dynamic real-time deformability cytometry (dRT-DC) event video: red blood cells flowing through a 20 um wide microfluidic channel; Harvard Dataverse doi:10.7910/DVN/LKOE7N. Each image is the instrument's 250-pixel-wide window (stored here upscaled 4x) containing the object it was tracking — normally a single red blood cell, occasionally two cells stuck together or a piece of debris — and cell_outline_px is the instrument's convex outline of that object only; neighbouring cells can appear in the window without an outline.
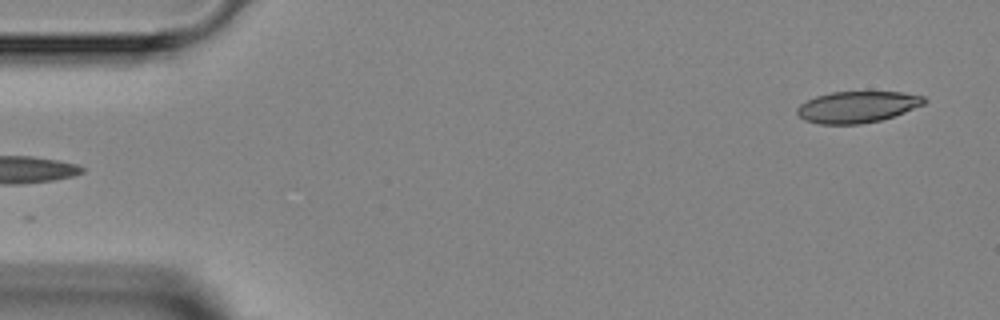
{"species": "Egyptian fruit bat (a non-hibernating species)", "species_latin": "Rousettus aegyptiacus", "temperature_condition": "room temperature", "stored_images_in_passage": 5, "segment_of_instrument_passage": [2, 2], "camera_frame_rate_fps": 3000, "um_per_image_px": 0.085, "animal": {"sex": "female"}, "frame": {"image": 1, "passage_image": 5, "time_ms": 4.333, "image_size_px": [1000, 320], "cell_outline_px": [[928, 100], [924, 104], [904, 112], [880, 120], [860, 124], [820, 124], [804, 120], [796, 112], [796, 108], [800, 104], [816, 96], [832, 92], [904, 92], [924, 96]], "centroid_in_image_um": [72.87, 9.08], "position_along_channel_um": 12.1, "area_um2": 23.18}}